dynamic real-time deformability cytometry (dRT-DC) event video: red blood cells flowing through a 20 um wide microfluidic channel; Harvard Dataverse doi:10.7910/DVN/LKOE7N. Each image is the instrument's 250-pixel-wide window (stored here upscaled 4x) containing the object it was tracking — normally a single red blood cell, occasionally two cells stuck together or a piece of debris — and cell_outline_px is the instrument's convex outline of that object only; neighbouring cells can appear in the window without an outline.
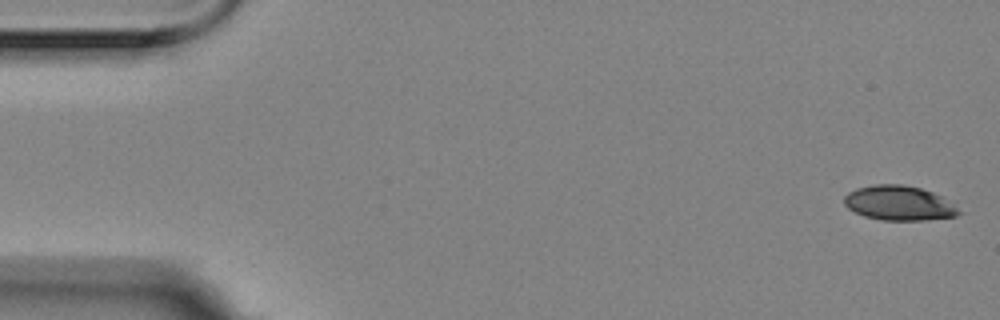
{"species": "Egyptian fruit bat (a non-hibernating species)", "species_latin": "Rousettus aegyptiacus", "temperature_condition": "room temperature", "stored_images_in_passage": 5, "camera_frame_rate_fps": 3000, "um_per_image_px": 0.085, "animal": {"sex": "female"}, "frame": {"image": 1, "passage_image": 1, "time_ms": 0.0, "image_size_px": [1000, 320], "cell_outline_px": [[964, 212], [956, 216], [924, 220], [880, 220], [864, 216], [848, 208], [844, 204], [844, 196], [848, 192], [856, 188], [872, 184], [900, 184], [920, 188], [932, 192], [940, 196]], "centroid_in_image_um": [76.39, 17.26], "position_along_channel_um": 8.6, "area_um2": 23.12}}
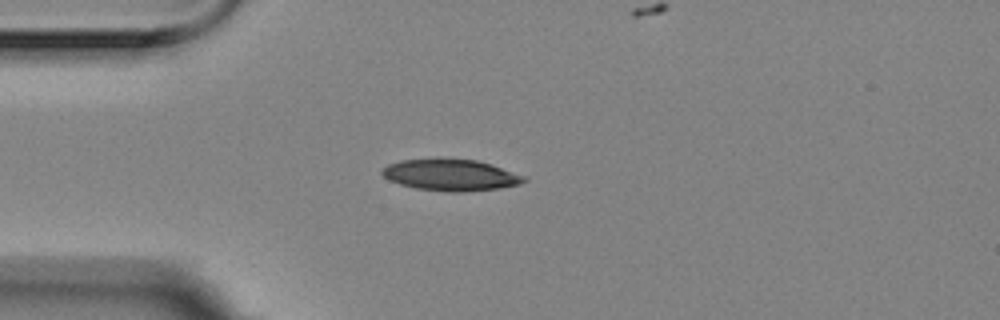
{"frame": {"image": 2, "passage_image": 5, "time_ms": 1.333, "image_size_px": [1000, 320], "cell_outline_px": [[528, 180], [520, 184], [500, 188], [460, 192], [448, 192], [416, 188], [400, 184], [388, 180], [380, 172], [388, 164], [400, 160], [436, 156], [440, 156], [476, 160], [492, 164], [528, 176]], "centroid_in_image_um": [38.32, 14.83], "position_along_channel_um": 46.7, "area_um2": 26.93}}